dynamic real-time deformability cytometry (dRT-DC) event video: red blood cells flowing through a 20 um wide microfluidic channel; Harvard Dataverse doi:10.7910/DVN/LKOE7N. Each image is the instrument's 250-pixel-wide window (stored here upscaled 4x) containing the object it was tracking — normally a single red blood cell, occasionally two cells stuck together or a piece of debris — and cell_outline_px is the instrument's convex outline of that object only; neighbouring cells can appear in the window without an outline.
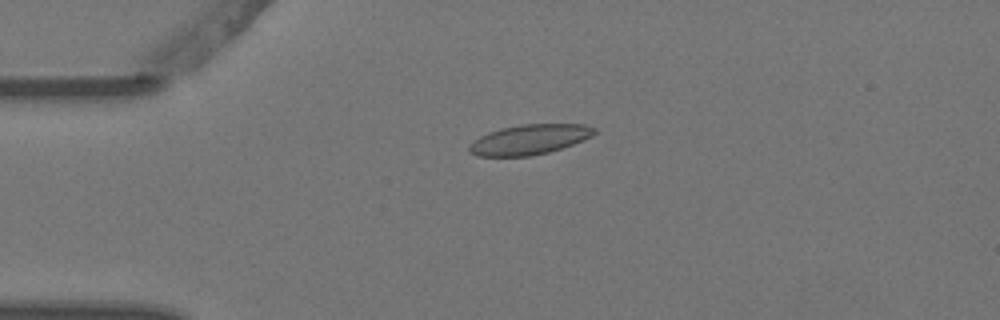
{"species": "Egyptian fruit bat (a non-hibernating species)", "species_latin": "Rousettus aegyptiacus", "temperature_condition": "warm", "stored_images_in_passage": 4, "camera_frame_rate_fps": 3000, "um_per_image_px": 0.085, "animal": {"sex": "female"}, "frame": {"image": 1, "passage_image": 3, "time_ms": 0.667, "image_size_px": [1000, 320], "cell_outline_px": [[596, 132], [592, 136], [584, 140], [548, 152], [532, 156], [476, 156], [468, 152], [468, 144], [480, 136], [488, 132], [520, 124], [584, 124], [596, 128]], "centroid_in_image_um": [44.98, 11.86], "position_along_channel_um": 40.0, "area_um2": 21.91}}